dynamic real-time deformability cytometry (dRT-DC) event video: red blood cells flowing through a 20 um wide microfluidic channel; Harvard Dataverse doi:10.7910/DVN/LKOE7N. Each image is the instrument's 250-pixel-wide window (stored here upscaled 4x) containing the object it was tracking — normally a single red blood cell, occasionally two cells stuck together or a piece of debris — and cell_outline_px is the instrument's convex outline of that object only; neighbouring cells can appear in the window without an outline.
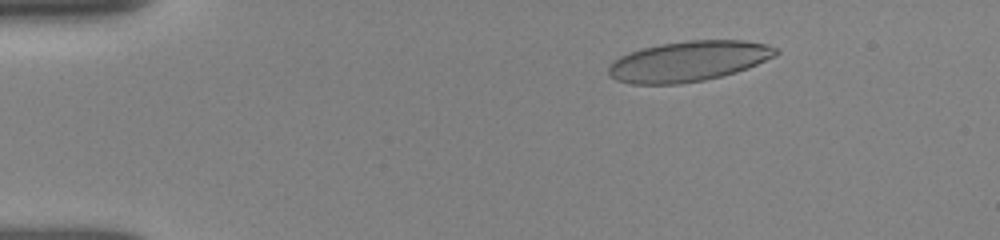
{"species": "human", "species_latin": "Homo sapiens", "temperature_condition": "room temperature", "stored_images_in_passage": 3, "camera_frame_rate_fps": 3000, "um_per_image_px": 0.085, "donor": {"sex": "female"}, "frame": {"image": 1, "passage_image": 1, "time_ms": 0.0, "image_size_px": [1000, 240], "cell_outline_px": [[780, 52], [776, 56], [748, 68], [736, 72], [704, 80], [680, 84], [632, 84], [616, 80], [608, 72], [608, 64], [620, 56], [628, 52], [660, 44], [688, 40], [744, 40], [768, 44], [776, 48]], "centroid_in_image_um": [58.54, 5.2], "position_along_channel_um": 26.5, "area_um2": 39.48}}